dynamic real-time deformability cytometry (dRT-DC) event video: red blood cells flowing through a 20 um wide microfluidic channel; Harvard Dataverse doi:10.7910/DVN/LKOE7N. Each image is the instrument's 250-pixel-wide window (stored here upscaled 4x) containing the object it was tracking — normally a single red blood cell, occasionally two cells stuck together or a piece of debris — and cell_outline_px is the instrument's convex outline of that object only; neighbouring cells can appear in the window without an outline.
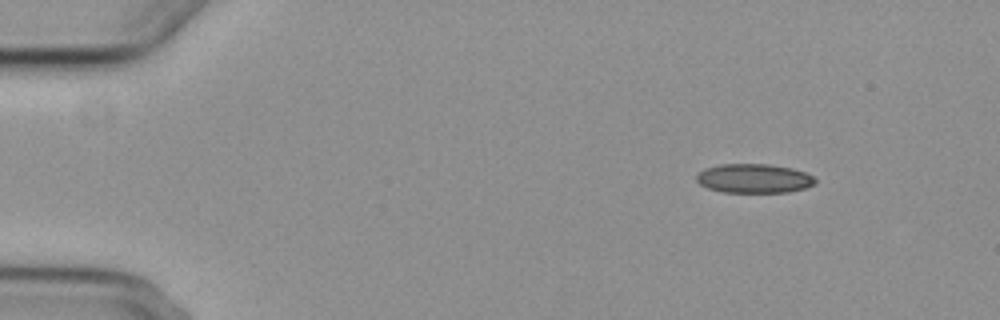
{"species": "common noctule bat (a hibernating species)", "species_latin": "Nyctalus noctula", "temperature_condition": "cold", "stored_images_in_passage": 4, "camera_frame_rate_fps": 3000, "um_per_image_px": 0.085, "animal": {"sex": "female", "body_mass_g": 29.2, "forearm_length_mm": 56.3}, "frame": {"image": 1, "passage_image": 1, "time_ms": 0.0, "image_size_px": [1000, 320], "cell_outline_px": [[816, 184], [804, 188], [788, 192], [724, 192], [708, 188], [700, 184], [696, 180], [696, 176], [704, 168], [720, 164], [768, 164], [792, 168], [804, 172], [812, 176], [816, 180]], "centroid_in_image_um": [64.08, 15.16], "position_along_channel_um": 20.9, "area_um2": 20.11}}
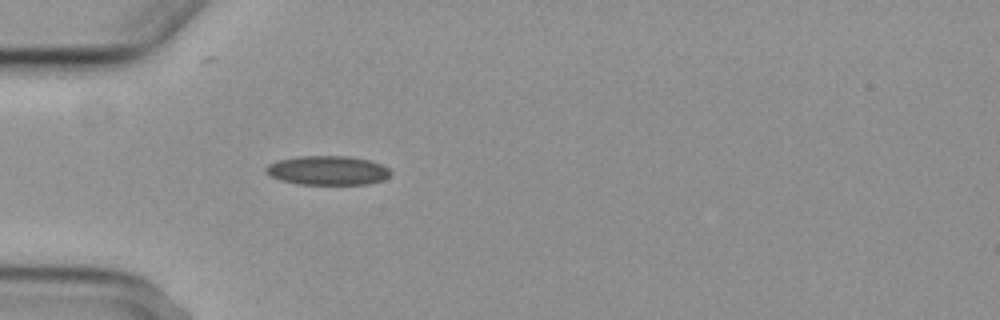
{"frame": {"image": 2, "passage_image": 4, "time_ms": 3.333, "image_size_px": [1000, 320], "cell_outline_px": [[392, 172], [384, 180], [368, 184], [300, 184], [280, 180], [264, 172], [264, 168], [268, 164], [276, 160], [300, 156], [348, 156], [368, 160], [380, 164], [388, 168]], "centroid_in_image_um": [27.83, 14.48], "position_along_channel_um": 57.2, "area_um2": 21.21}}